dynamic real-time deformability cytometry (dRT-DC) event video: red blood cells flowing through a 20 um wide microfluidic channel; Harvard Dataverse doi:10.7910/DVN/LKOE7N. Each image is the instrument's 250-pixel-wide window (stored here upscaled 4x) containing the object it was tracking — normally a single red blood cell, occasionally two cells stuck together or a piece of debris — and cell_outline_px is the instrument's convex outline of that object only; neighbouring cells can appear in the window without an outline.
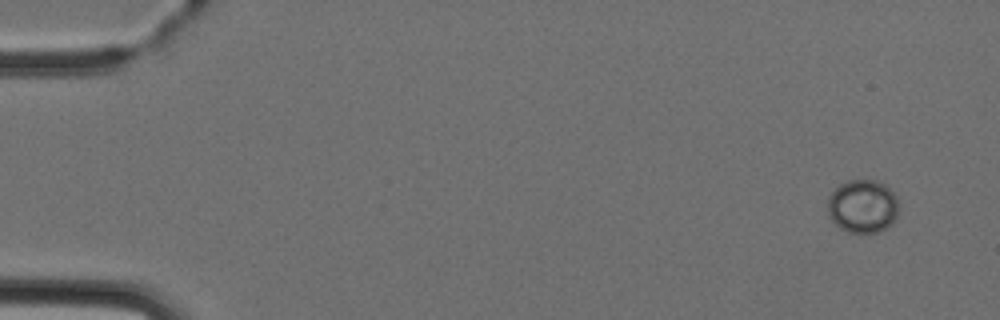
{"species": "Egyptian fruit bat (a non-hibernating species)", "species_latin": "Rousettus aegyptiacus", "temperature_condition": "cold", "stored_images_in_passage": 5, "camera_frame_rate_fps": 3000, "um_per_image_px": 0.085, "animal": {"sex": "female"}, "frame": {"image": 1, "passage_image": 1, "time_ms": 0.0, "image_size_px": [1000, 320], "cell_outline_px": [[900, 208], [892, 224], [876, 232], [848, 232], [840, 228], [828, 216], [828, 196], [840, 184], [848, 180], [876, 180], [884, 184], [896, 196]], "centroid_in_image_um": [73.33, 17.52], "position_along_channel_um": 11.7, "area_um2": 22.08}}